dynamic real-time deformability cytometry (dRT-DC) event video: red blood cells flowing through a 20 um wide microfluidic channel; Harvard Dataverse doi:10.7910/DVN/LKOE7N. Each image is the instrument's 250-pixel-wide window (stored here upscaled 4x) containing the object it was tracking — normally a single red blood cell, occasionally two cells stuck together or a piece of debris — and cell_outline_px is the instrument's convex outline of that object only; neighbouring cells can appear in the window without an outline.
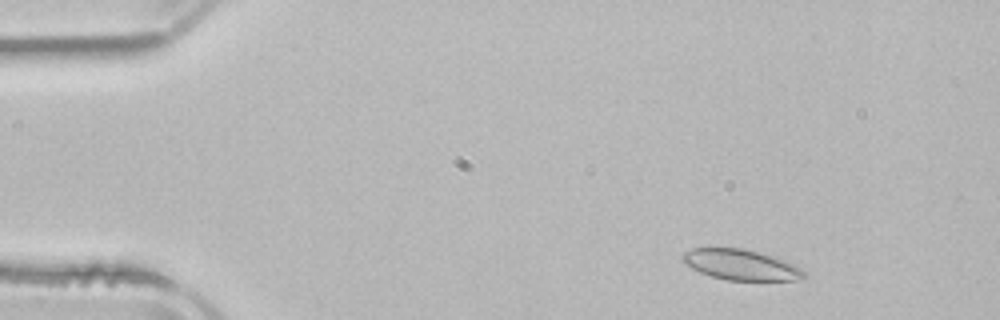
{"species": "common noctule bat (a hibernating species)", "species_latin": "Nyctalus noctula", "temperature_condition": "room temperature", "stored_images_in_passage": 4, "camera_frame_rate_fps": 3000, "um_per_image_px": 0.085, "animal": {"sex": "male", "body_mass_g": 21.5, "forearm_length_mm": 52.0}, "frame": {"image": 1, "passage_image": 4, "time_ms": 4.333, "image_size_px": [1000, 320], "cell_outline_px": [[804, 276], [796, 280], [728, 280], [712, 276], [700, 272], [684, 264], [680, 260], [680, 256], [684, 252], [692, 248], [744, 248], [776, 256], [800, 268], [804, 272]], "centroid_in_image_um": [62.92, 22.48], "position_along_channel_um": 22.1, "area_um2": 21.62}}